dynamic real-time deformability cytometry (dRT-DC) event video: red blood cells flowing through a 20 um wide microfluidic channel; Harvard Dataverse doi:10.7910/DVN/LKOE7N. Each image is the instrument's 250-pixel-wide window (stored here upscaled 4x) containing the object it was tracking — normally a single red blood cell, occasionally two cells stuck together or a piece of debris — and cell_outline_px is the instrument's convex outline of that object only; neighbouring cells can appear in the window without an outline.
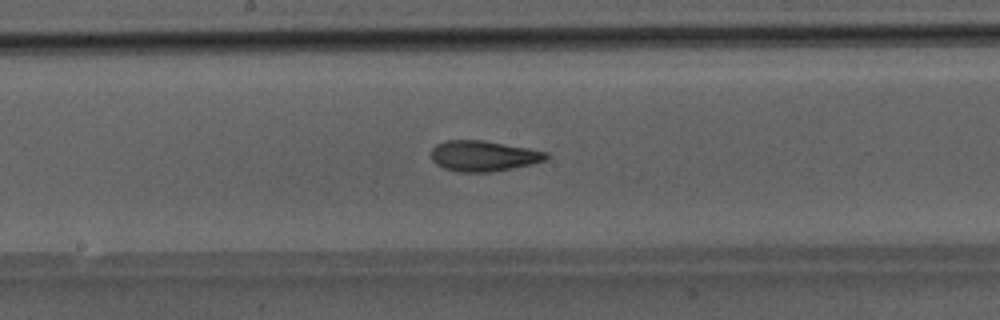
{"species": "Egyptian fruit bat (a non-hibernating species)", "species_latin": "Rousettus aegyptiacus", "temperature_condition": "room temperature", "stored_images_in_passage": 43, "camera_frame_rate_fps": 3000, "um_per_image_px": 0.085, "animal": {"sex": "male"}, "frame": {"image": 1, "passage_image": 25, "time_ms": 8.0, "image_size_px": [1000, 320], "cell_outline_px": [[548, 160], [532, 164], [492, 172], [460, 172], [444, 168], [436, 164], [432, 160], [432, 148], [436, 144], [444, 140], [484, 140], [528, 148], [548, 152]], "centroid_in_image_um": [41.1, 13.25], "position_along_channel_um": 207.1, "area_um2": 20.63}}
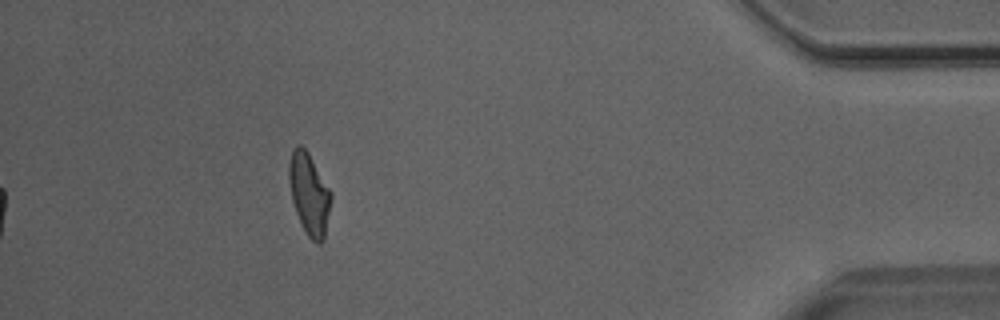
{"frame": {"image": 2, "passage_image": 43, "time_ms": 14.0, "image_size_px": [1000, 320], "cell_outline_px": [[332, 196], [324, 240], [320, 244], [316, 244], [308, 236], [300, 224], [292, 200], [288, 176], [288, 164], [292, 148], [296, 144], [300, 144], [308, 152], [332, 192]], "centroid_in_image_um": [26.27, 16.47], "position_along_channel_um": 408.9, "area_um2": 20.23}}